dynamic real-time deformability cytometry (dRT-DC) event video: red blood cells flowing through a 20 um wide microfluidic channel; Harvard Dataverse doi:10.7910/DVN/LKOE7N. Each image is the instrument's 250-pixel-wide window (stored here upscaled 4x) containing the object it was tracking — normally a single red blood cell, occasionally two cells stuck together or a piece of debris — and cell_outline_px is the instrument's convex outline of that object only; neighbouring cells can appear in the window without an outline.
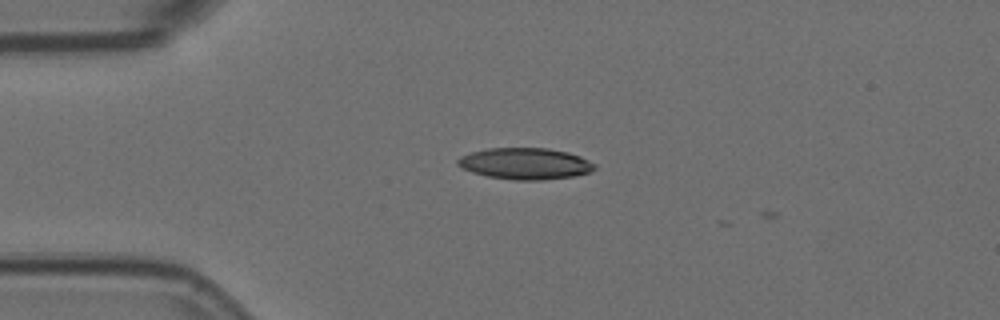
{"species": "Egyptian fruit bat (a non-hibernating species)", "species_latin": "Rousettus aegyptiacus", "temperature_condition": "room temperature", "stored_images_in_passage": 4, "camera_frame_rate_fps": 3000, "um_per_image_px": 0.085, "animal": {"sex": "female"}, "frame": {"image": 1, "passage_image": 2, "time_ms": 0.333, "image_size_px": [1000, 320], "cell_outline_px": [[596, 168], [588, 172], [572, 176], [540, 180], [512, 180], [488, 176], [472, 172], [456, 164], [456, 160], [460, 156], [472, 152], [488, 148], [548, 148], [568, 152], [580, 156], [596, 164]], "centroid_in_image_um": [44.63, 13.9], "position_along_channel_um": 40.4, "area_um2": 24.97}}